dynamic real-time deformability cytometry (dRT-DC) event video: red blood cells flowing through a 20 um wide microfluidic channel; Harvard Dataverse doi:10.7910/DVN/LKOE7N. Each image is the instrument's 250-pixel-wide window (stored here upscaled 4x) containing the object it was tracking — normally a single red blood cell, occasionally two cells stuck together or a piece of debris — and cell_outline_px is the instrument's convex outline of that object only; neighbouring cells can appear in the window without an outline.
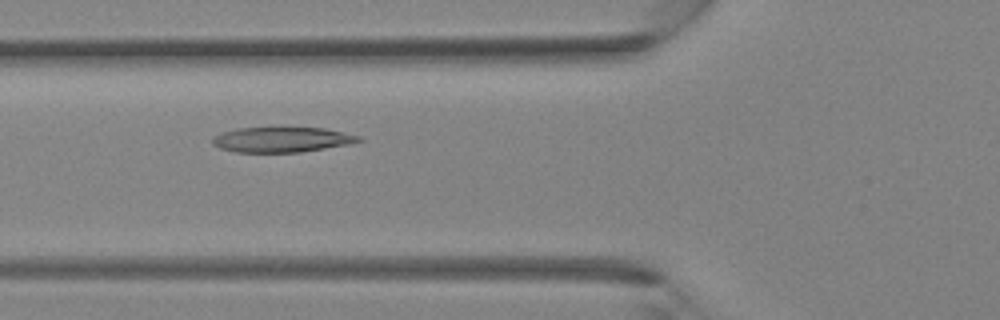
{"species": "Egyptian fruit bat (a non-hibernating species)", "species_latin": "Rousettus aegyptiacus", "temperature_condition": "room temperature", "stored_images_in_passage": 37, "camera_frame_rate_fps": 3000, "um_per_image_px": 0.085, "animal": {"sex": "female"}, "frame": {"image": 1, "passage_image": 14, "time_ms": 4.333, "image_size_px": [1000, 320], "cell_outline_px": [[364, 140], [348, 144], [300, 152], [236, 152], [220, 148], [212, 144], [212, 136], [224, 132], [240, 128], [324, 128], [360, 136]], "centroid_in_image_um": [23.94, 11.87], "position_along_channel_um": 101.9, "area_um2": 21.15}}
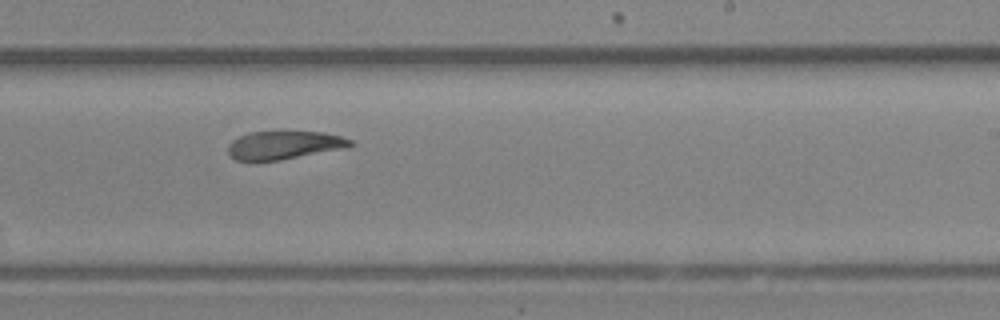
{"frame": {"image": 2, "passage_image": 23, "time_ms": 7.333, "image_size_px": [1000, 320], "cell_outline_px": [[352, 144], [344, 148], [280, 160], [236, 160], [228, 156], [228, 144], [232, 140], [248, 132], [324, 132], [340, 136], [352, 140]], "centroid_in_image_um": [24.1, 12.33], "position_along_channel_um": 264.9, "area_um2": 19.88}}
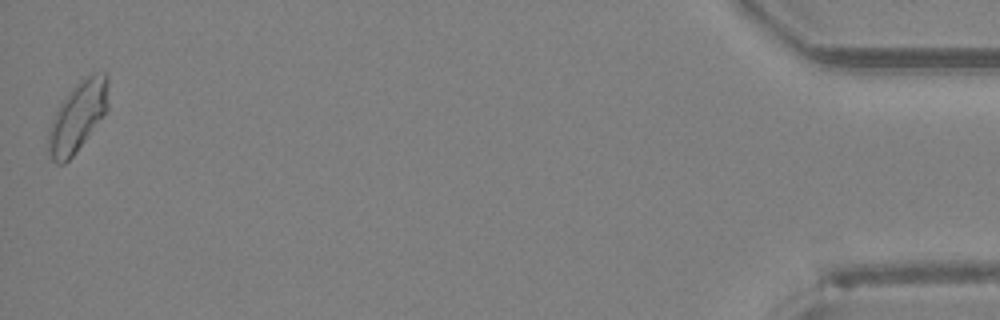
{"frame": {"image": 3, "passage_image": 37, "time_ms": 12.0, "image_size_px": [1000, 320], "cell_outline_px": [[108, 108], [76, 152], [64, 164], [56, 164], [52, 160], [48, 152], [48, 132], [52, 120], [60, 104], [68, 92], [84, 76], [96, 72], [108, 72]], "centroid_in_image_um": [6.61, 9.88], "position_along_channel_um": 428.6, "area_um2": 24.28}}